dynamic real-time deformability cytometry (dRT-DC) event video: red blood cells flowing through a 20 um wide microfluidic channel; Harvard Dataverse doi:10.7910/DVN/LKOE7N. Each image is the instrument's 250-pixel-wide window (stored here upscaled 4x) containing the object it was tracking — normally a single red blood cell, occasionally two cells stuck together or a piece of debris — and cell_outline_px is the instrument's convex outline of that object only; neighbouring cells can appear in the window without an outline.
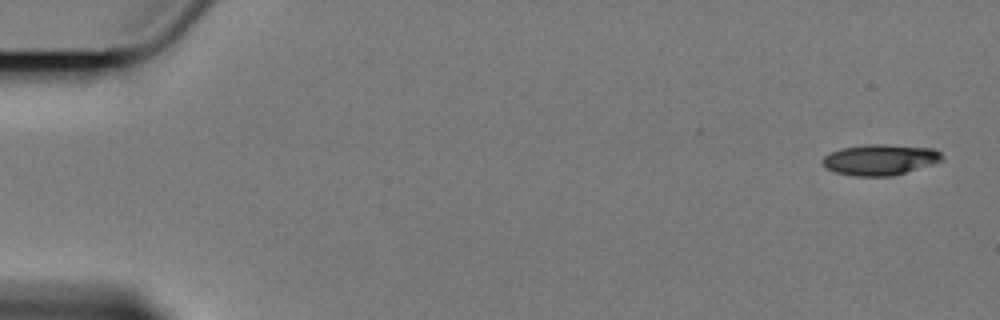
{"species": "Egyptian fruit bat (a non-hibernating species)", "species_latin": "Rousettus aegyptiacus", "temperature_condition": "cold", "stored_images_in_passage": 5, "camera_frame_rate_fps": 3000, "um_per_image_px": 0.085, "animal": {"sex": "female"}, "frame": {"image": 1, "passage_image": 1, "time_ms": 0.0, "image_size_px": [1000, 320], "cell_outline_px": [[944, 160], [932, 164], [892, 176], [852, 176], [836, 172], [828, 168], [820, 160], [824, 156], [840, 148], [864, 144], [884, 144], [932, 148], [940, 152], [944, 156]], "centroid_in_image_um": [74.81, 13.56], "position_along_channel_um": 10.2, "area_um2": 21.44}}
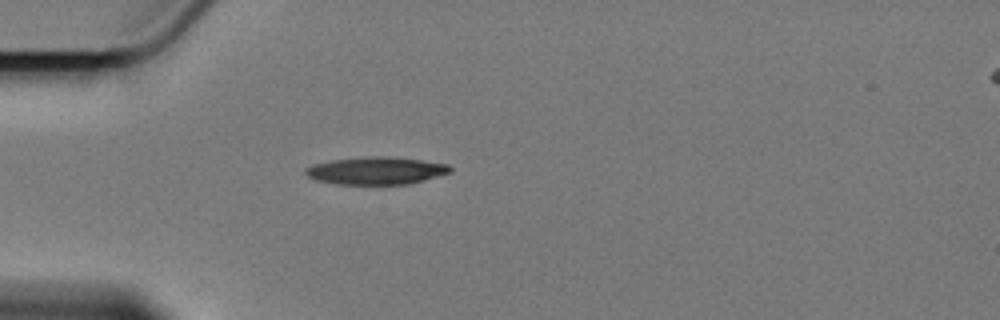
{"frame": {"image": 2, "passage_image": 5, "time_ms": 5.0, "image_size_px": [1000, 320], "cell_outline_px": [[452, 172], [424, 180], [408, 184], [336, 184], [316, 180], [308, 176], [304, 172], [304, 168], [316, 164], [332, 160], [376, 156], [380, 156], [420, 160], [448, 164], [452, 168]], "centroid_in_image_um": [31.98, 14.52], "position_along_channel_um": 53.0, "area_um2": 22.89}}